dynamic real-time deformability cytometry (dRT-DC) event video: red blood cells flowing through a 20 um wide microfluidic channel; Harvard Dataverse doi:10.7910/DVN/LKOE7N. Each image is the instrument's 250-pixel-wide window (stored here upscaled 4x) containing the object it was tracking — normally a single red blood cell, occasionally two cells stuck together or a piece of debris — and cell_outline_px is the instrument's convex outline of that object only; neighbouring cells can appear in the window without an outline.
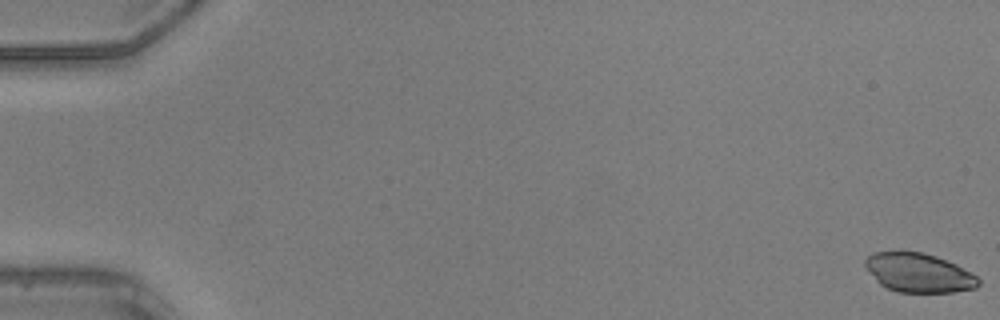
{"species": "common noctule bat (a hibernating species)", "species_latin": "Nyctalus noctula", "temperature_condition": "warm", "stored_images_in_passage": 12, "camera_frame_rate_fps": 3000, "um_per_image_px": 0.085, "animal": {"sex": "male", "body_mass_g": 20.5, "forearm_length_mm": 52.5}, "frame": {"image": 1, "passage_image": 1, "time_ms": 0.0, "image_size_px": [1000, 320], "cell_outline_px": [[980, 284], [976, 288], [952, 292], [896, 292], [880, 284], [876, 280], [864, 264], [864, 260], [872, 252], [924, 252], [936, 256], [956, 264], [976, 276], [980, 280]], "centroid_in_image_um": [78.1, 23.19], "position_along_channel_um": 6.9, "area_um2": 25.61}}